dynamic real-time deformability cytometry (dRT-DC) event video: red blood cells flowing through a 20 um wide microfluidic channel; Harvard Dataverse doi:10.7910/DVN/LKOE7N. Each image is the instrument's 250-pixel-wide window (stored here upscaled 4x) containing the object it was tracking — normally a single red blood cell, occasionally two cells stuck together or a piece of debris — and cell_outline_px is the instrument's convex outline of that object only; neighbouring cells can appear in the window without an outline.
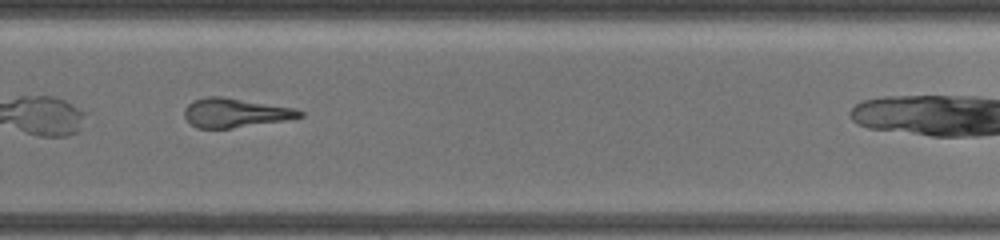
{"species": "common noctule bat (a hibernating species)", "species_latin": "Nyctalus noctula", "temperature_condition": "warm", "stored_images_in_passage": 27, "camera_frame_rate_fps": 3000, "um_per_image_px": 0.085, "animal": {"sex": "female", "body_mass_g": 19.5, "forearm_length_mm": 54.1}, "frame": {"image": 1, "passage_image": 19, "time_ms": 7.667, "image_size_px": [1000, 240], "cell_outline_px": [[304, 116], [284, 120], [232, 128], [196, 128], [184, 116], [184, 108], [192, 100], [208, 96], [220, 96], [296, 108], [304, 112]], "centroid_in_image_um": [19.98, 9.58], "position_along_channel_um": 309.8, "area_um2": 19.48}, "authors_computed_cell_mechanics": {"area_um2": 19.652, "velocity_mm_per_s": 3.5899, "shape_relaxation_time_tau1_ms": null, "shape_relaxation_time_tau2_ms": 2.6537, "deformation_change_tau1": null, "deformation_change_tau2": 0.1273}}